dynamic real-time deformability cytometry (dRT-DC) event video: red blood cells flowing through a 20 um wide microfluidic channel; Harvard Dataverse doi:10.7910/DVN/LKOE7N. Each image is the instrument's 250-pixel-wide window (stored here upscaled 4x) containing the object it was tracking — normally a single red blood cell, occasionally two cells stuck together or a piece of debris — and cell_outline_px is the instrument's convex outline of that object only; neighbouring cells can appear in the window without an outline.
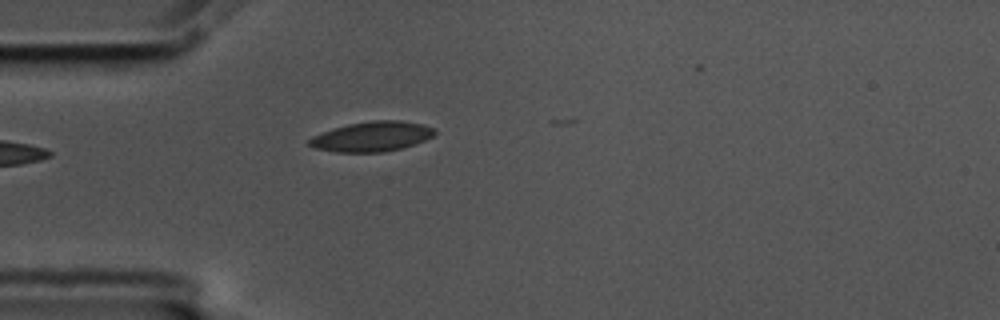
{"species": "common noctule bat (a hibernating species)", "species_latin": "Nyctalus noctula", "temperature_condition": "cold", "stored_images_in_passage": 2, "camera_frame_rate_fps": 3000, "um_per_image_px": 0.085, "animal": {"sex": "male", "body_mass_g": 17.5, "forearm_length_mm": 52.3}, "frame": {"image": 1, "passage_image": 2, "time_ms": 0.333, "image_size_px": [1000, 320], "cell_outline_px": [[436, 132], [432, 136], [424, 140], [404, 148], [384, 152], [336, 152], [312, 148], [308, 144], [308, 140], [312, 136], [348, 124], [372, 120], [400, 120], [424, 124], [432, 128]], "centroid_in_image_um": [31.61, 11.61], "position_along_channel_um": 53.4, "area_um2": 21.85}}